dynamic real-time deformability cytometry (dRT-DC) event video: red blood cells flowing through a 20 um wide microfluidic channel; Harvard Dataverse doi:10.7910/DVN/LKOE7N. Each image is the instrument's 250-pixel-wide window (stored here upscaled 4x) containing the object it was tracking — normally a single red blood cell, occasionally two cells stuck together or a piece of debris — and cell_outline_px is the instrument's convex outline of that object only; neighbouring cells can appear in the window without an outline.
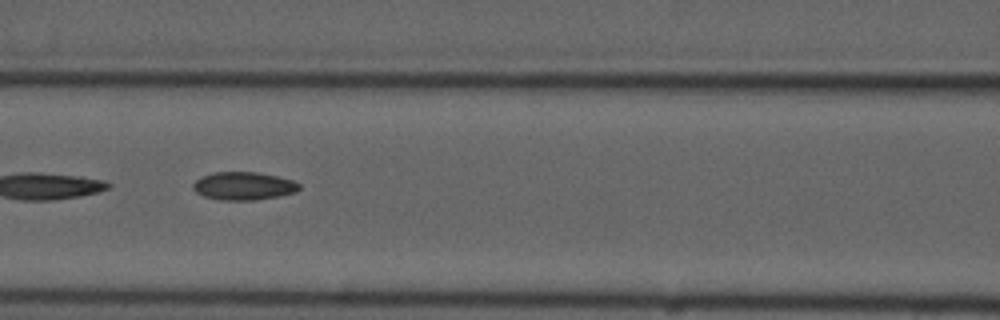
{"species": "common noctule bat (a hibernating species)", "species_latin": "Nyctalus noctula", "temperature_condition": "cold", "stored_images_in_passage": 10, "camera_frame_rate_fps": 3000, "um_per_image_px": 0.085, "animal": {"sex": "male", "forearm_length_mm": 52.5}, "frame": {"image": 1, "passage_image": 6, "time_ms": 5.667, "image_size_px": [1000, 320], "cell_outline_px": [[300, 188], [296, 192], [280, 196], [256, 200], [220, 200], [204, 196], [196, 192], [192, 188], [192, 184], [196, 180], [204, 176], [216, 172], [256, 172], [276, 176], [292, 180], [300, 184]], "centroid_in_image_um": [20.72, 15.82], "position_along_channel_um": 145.9, "area_um2": 17.28}}
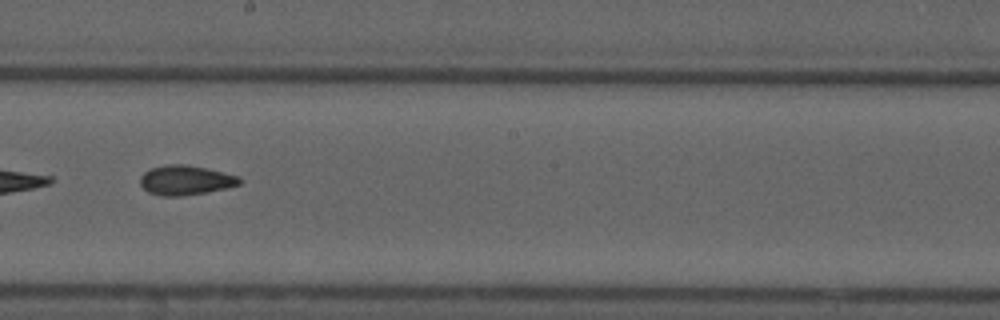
{"frame": {"image": 2, "passage_image": 8, "time_ms": 8.0, "image_size_px": [1000, 320], "cell_outline_px": [[244, 180], [240, 184], [224, 188], [204, 192], [180, 196], [160, 196], [148, 192], [140, 184], [140, 176], [144, 172], [152, 168], [168, 164], [188, 164], [240, 176]], "centroid_in_image_um": [15.77, 15.31], "position_along_channel_um": 232.4, "area_um2": 17.11}}
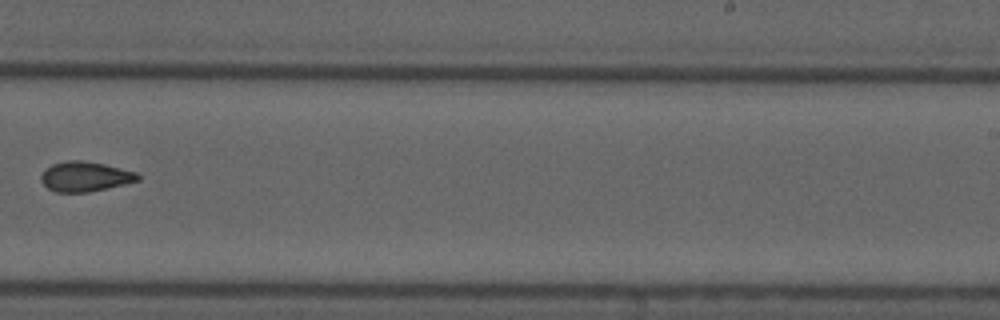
{"frame": {"image": 3, "passage_image": 9, "time_ms": 9.333, "image_size_px": [1000, 320], "cell_outline_px": [[140, 180], [124, 184], [88, 192], [56, 192], [48, 188], [40, 180], [40, 176], [52, 164], [68, 160], [84, 160], [104, 164], [136, 172], [140, 176]], "centroid_in_image_um": [7.24, 15.0], "position_along_channel_um": 281.8, "area_um2": 16.7}}